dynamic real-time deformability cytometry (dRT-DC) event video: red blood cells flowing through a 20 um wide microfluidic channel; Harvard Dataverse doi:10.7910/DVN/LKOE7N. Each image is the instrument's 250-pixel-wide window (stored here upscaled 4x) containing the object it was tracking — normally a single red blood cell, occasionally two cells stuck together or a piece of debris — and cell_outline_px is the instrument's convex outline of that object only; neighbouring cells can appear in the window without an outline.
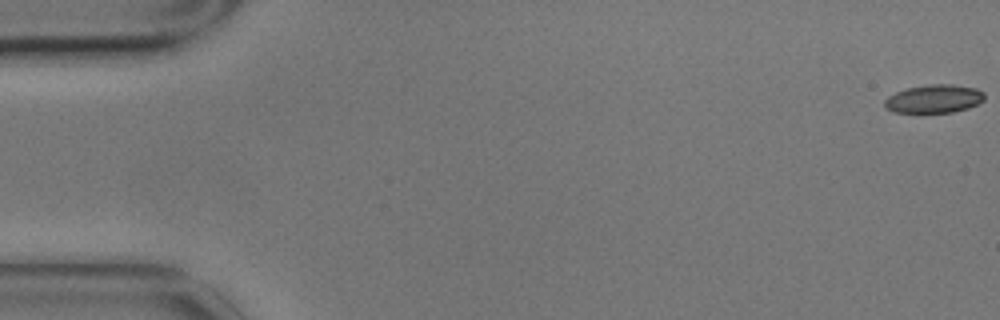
{"species": "common noctule bat (a hibernating species)", "species_latin": "Nyctalus noctula", "temperature_condition": "cold", "stored_images_in_passage": 9, "camera_frame_rate_fps": 3000, "um_per_image_px": 0.085, "animal": {"sex": "male", "body_mass_g": 17.9}, "frame": {"image": 1, "passage_image": 1, "time_ms": 0.0, "image_size_px": [1000, 320], "cell_outline_px": [[984, 100], [968, 108], [952, 112], [892, 112], [884, 108], [884, 100], [888, 96], [896, 92], [908, 88], [932, 84], [952, 84], [976, 88], [984, 92]], "centroid_in_image_um": [79.38, 8.4], "position_along_channel_um": 5.6, "area_um2": 16.42}}
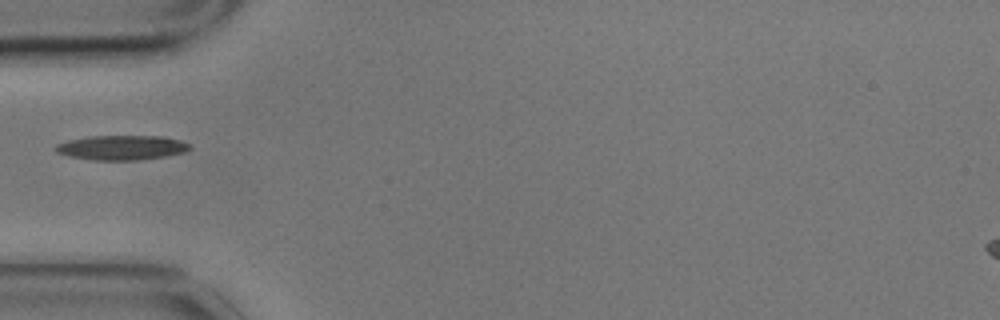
{"frame": {"image": 2, "passage_image": 6, "time_ms": 1.667, "image_size_px": [1000, 320], "cell_outline_px": [[192, 148], [184, 152], [164, 156], [136, 160], [92, 160], [68, 156], [56, 152], [52, 148], [56, 144], [68, 140], [88, 136], [164, 136], [180, 140], [188, 144]], "centroid_in_image_um": [10.29, 12.54], "position_along_channel_um": 74.7, "area_um2": 19.31}}
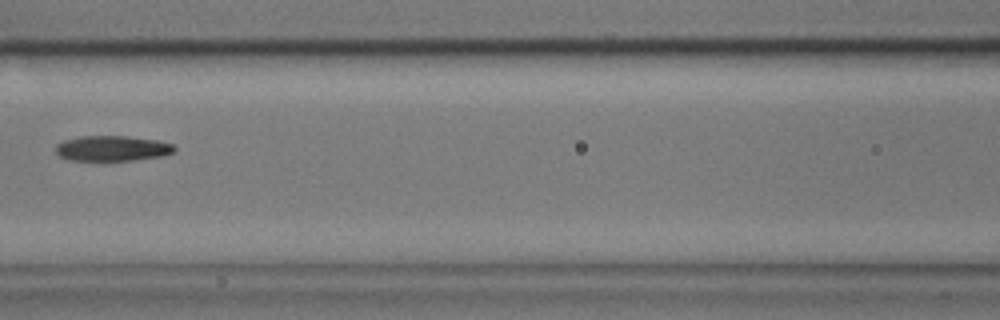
{"frame": {"image": 3, "passage_image": 8, "time_ms": 2.333, "image_size_px": [1000, 320], "cell_outline_px": [[176, 148], [172, 152], [164, 156], [132, 160], [68, 160], [60, 156], [56, 152], [56, 144], [64, 140], [80, 136], [124, 136], [156, 140], [172, 144]], "centroid_in_image_um": [9.52, 12.61], "position_along_channel_um": 157.1, "area_um2": 17.4}}